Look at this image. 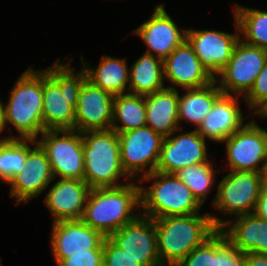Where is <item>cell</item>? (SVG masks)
I'll return each mask as SVG.
<instances>
[{
    "label": "cell",
    "mask_w": 267,
    "mask_h": 266,
    "mask_svg": "<svg viewBox=\"0 0 267 266\" xmlns=\"http://www.w3.org/2000/svg\"><path fill=\"white\" fill-rule=\"evenodd\" d=\"M70 65L57 59L43 69L44 131L74 130L75 109L87 76L83 68L76 72Z\"/></svg>",
    "instance_id": "cell-1"
},
{
    "label": "cell",
    "mask_w": 267,
    "mask_h": 266,
    "mask_svg": "<svg viewBox=\"0 0 267 266\" xmlns=\"http://www.w3.org/2000/svg\"><path fill=\"white\" fill-rule=\"evenodd\" d=\"M136 182L131 180L117 187L91 188L81 220L104 237H110L138 218L141 200L140 185Z\"/></svg>",
    "instance_id": "cell-2"
},
{
    "label": "cell",
    "mask_w": 267,
    "mask_h": 266,
    "mask_svg": "<svg viewBox=\"0 0 267 266\" xmlns=\"http://www.w3.org/2000/svg\"><path fill=\"white\" fill-rule=\"evenodd\" d=\"M161 266H176L218 228L209 212L154 219Z\"/></svg>",
    "instance_id": "cell-3"
},
{
    "label": "cell",
    "mask_w": 267,
    "mask_h": 266,
    "mask_svg": "<svg viewBox=\"0 0 267 266\" xmlns=\"http://www.w3.org/2000/svg\"><path fill=\"white\" fill-rule=\"evenodd\" d=\"M4 104V123L12 125L18 139H34L44 131L43 123V69L30 66L17 78Z\"/></svg>",
    "instance_id": "cell-4"
},
{
    "label": "cell",
    "mask_w": 267,
    "mask_h": 266,
    "mask_svg": "<svg viewBox=\"0 0 267 266\" xmlns=\"http://www.w3.org/2000/svg\"><path fill=\"white\" fill-rule=\"evenodd\" d=\"M139 181H152L150 187L140 185L141 215L156 219L200 213L203 205L174 173L154 171Z\"/></svg>",
    "instance_id": "cell-5"
},
{
    "label": "cell",
    "mask_w": 267,
    "mask_h": 266,
    "mask_svg": "<svg viewBox=\"0 0 267 266\" xmlns=\"http://www.w3.org/2000/svg\"><path fill=\"white\" fill-rule=\"evenodd\" d=\"M81 135L84 181L90 188L117 187L126 184L120 183L122 179L132 180L121 165L120 141L116 131H87L81 132Z\"/></svg>",
    "instance_id": "cell-6"
},
{
    "label": "cell",
    "mask_w": 267,
    "mask_h": 266,
    "mask_svg": "<svg viewBox=\"0 0 267 266\" xmlns=\"http://www.w3.org/2000/svg\"><path fill=\"white\" fill-rule=\"evenodd\" d=\"M228 171L218 182L217 192L211 205L225 216L254 213L261 188L265 183L264 173Z\"/></svg>",
    "instance_id": "cell-7"
},
{
    "label": "cell",
    "mask_w": 267,
    "mask_h": 266,
    "mask_svg": "<svg viewBox=\"0 0 267 266\" xmlns=\"http://www.w3.org/2000/svg\"><path fill=\"white\" fill-rule=\"evenodd\" d=\"M46 152L54 178L84 180L83 138L76 130H45L36 139Z\"/></svg>",
    "instance_id": "cell-8"
},
{
    "label": "cell",
    "mask_w": 267,
    "mask_h": 266,
    "mask_svg": "<svg viewBox=\"0 0 267 266\" xmlns=\"http://www.w3.org/2000/svg\"><path fill=\"white\" fill-rule=\"evenodd\" d=\"M229 171L265 173L267 166V129L254 119L245 123L223 142Z\"/></svg>",
    "instance_id": "cell-9"
},
{
    "label": "cell",
    "mask_w": 267,
    "mask_h": 266,
    "mask_svg": "<svg viewBox=\"0 0 267 266\" xmlns=\"http://www.w3.org/2000/svg\"><path fill=\"white\" fill-rule=\"evenodd\" d=\"M266 60V50L239 39L227 65L214 80L223 94L244 97L252 88Z\"/></svg>",
    "instance_id": "cell-10"
},
{
    "label": "cell",
    "mask_w": 267,
    "mask_h": 266,
    "mask_svg": "<svg viewBox=\"0 0 267 266\" xmlns=\"http://www.w3.org/2000/svg\"><path fill=\"white\" fill-rule=\"evenodd\" d=\"M117 134L121 165L132 180L138 181V175L141 178L156 171L164 140L162 135L148 126Z\"/></svg>",
    "instance_id": "cell-11"
},
{
    "label": "cell",
    "mask_w": 267,
    "mask_h": 266,
    "mask_svg": "<svg viewBox=\"0 0 267 266\" xmlns=\"http://www.w3.org/2000/svg\"><path fill=\"white\" fill-rule=\"evenodd\" d=\"M34 147H32V146ZM25 167L7 184H10V197L16 205L28 203L39 196L54 180L46 152L34 139H27Z\"/></svg>",
    "instance_id": "cell-12"
},
{
    "label": "cell",
    "mask_w": 267,
    "mask_h": 266,
    "mask_svg": "<svg viewBox=\"0 0 267 266\" xmlns=\"http://www.w3.org/2000/svg\"><path fill=\"white\" fill-rule=\"evenodd\" d=\"M234 33L217 30L186 29V41L195 51L202 66L213 77L222 71L232 56L240 39L239 27L235 19Z\"/></svg>",
    "instance_id": "cell-13"
},
{
    "label": "cell",
    "mask_w": 267,
    "mask_h": 266,
    "mask_svg": "<svg viewBox=\"0 0 267 266\" xmlns=\"http://www.w3.org/2000/svg\"><path fill=\"white\" fill-rule=\"evenodd\" d=\"M178 131L180 128L164 138L156 171L176 173L179 169L210 160L206 139L196 129L177 134Z\"/></svg>",
    "instance_id": "cell-14"
},
{
    "label": "cell",
    "mask_w": 267,
    "mask_h": 266,
    "mask_svg": "<svg viewBox=\"0 0 267 266\" xmlns=\"http://www.w3.org/2000/svg\"><path fill=\"white\" fill-rule=\"evenodd\" d=\"M186 29L179 28L161 3L155 6L150 18L131 33L138 35L147 46L144 53L164 60L186 40Z\"/></svg>",
    "instance_id": "cell-15"
},
{
    "label": "cell",
    "mask_w": 267,
    "mask_h": 266,
    "mask_svg": "<svg viewBox=\"0 0 267 266\" xmlns=\"http://www.w3.org/2000/svg\"><path fill=\"white\" fill-rule=\"evenodd\" d=\"M109 238L141 266H161L154 219L140 215Z\"/></svg>",
    "instance_id": "cell-16"
},
{
    "label": "cell",
    "mask_w": 267,
    "mask_h": 266,
    "mask_svg": "<svg viewBox=\"0 0 267 266\" xmlns=\"http://www.w3.org/2000/svg\"><path fill=\"white\" fill-rule=\"evenodd\" d=\"M114 97L86 79L81 86L75 109L74 130L80 133L110 130Z\"/></svg>",
    "instance_id": "cell-17"
},
{
    "label": "cell",
    "mask_w": 267,
    "mask_h": 266,
    "mask_svg": "<svg viewBox=\"0 0 267 266\" xmlns=\"http://www.w3.org/2000/svg\"><path fill=\"white\" fill-rule=\"evenodd\" d=\"M51 252L57 264L71 253L88 252V249H104L105 237L80 220H64L52 223Z\"/></svg>",
    "instance_id": "cell-18"
},
{
    "label": "cell",
    "mask_w": 267,
    "mask_h": 266,
    "mask_svg": "<svg viewBox=\"0 0 267 266\" xmlns=\"http://www.w3.org/2000/svg\"><path fill=\"white\" fill-rule=\"evenodd\" d=\"M214 225L220 229L226 238L244 253L267 255V220L258 218L254 213L239 215L232 220L217 217L216 213L209 212ZM226 218V219H225ZM231 218V219H230Z\"/></svg>",
    "instance_id": "cell-19"
},
{
    "label": "cell",
    "mask_w": 267,
    "mask_h": 266,
    "mask_svg": "<svg viewBox=\"0 0 267 266\" xmlns=\"http://www.w3.org/2000/svg\"><path fill=\"white\" fill-rule=\"evenodd\" d=\"M163 68L165 82L172 83L167 88L197 89L214 81L186 40L163 60Z\"/></svg>",
    "instance_id": "cell-20"
},
{
    "label": "cell",
    "mask_w": 267,
    "mask_h": 266,
    "mask_svg": "<svg viewBox=\"0 0 267 266\" xmlns=\"http://www.w3.org/2000/svg\"><path fill=\"white\" fill-rule=\"evenodd\" d=\"M52 182L44 204L53 217V223L64 220H80L91 188L84 180L58 178Z\"/></svg>",
    "instance_id": "cell-21"
},
{
    "label": "cell",
    "mask_w": 267,
    "mask_h": 266,
    "mask_svg": "<svg viewBox=\"0 0 267 266\" xmlns=\"http://www.w3.org/2000/svg\"><path fill=\"white\" fill-rule=\"evenodd\" d=\"M240 96L222 94L212 106L200 126L196 129L203 137L222 143L241 129L244 124L243 111L238 106Z\"/></svg>",
    "instance_id": "cell-22"
},
{
    "label": "cell",
    "mask_w": 267,
    "mask_h": 266,
    "mask_svg": "<svg viewBox=\"0 0 267 266\" xmlns=\"http://www.w3.org/2000/svg\"><path fill=\"white\" fill-rule=\"evenodd\" d=\"M178 99L179 91L167 87L146 95V126L164 138L179 129Z\"/></svg>",
    "instance_id": "cell-23"
},
{
    "label": "cell",
    "mask_w": 267,
    "mask_h": 266,
    "mask_svg": "<svg viewBox=\"0 0 267 266\" xmlns=\"http://www.w3.org/2000/svg\"><path fill=\"white\" fill-rule=\"evenodd\" d=\"M82 68L86 72L87 80L113 96L128 94L129 68L126 58L103 55L96 68L84 62L81 55Z\"/></svg>",
    "instance_id": "cell-24"
},
{
    "label": "cell",
    "mask_w": 267,
    "mask_h": 266,
    "mask_svg": "<svg viewBox=\"0 0 267 266\" xmlns=\"http://www.w3.org/2000/svg\"><path fill=\"white\" fill-rule=\"evenodd\" d=\"M186 93L178 99V122L195 125L197 129L212 109L215 101L223 94L214 80L209 85L197 89H185Z\"/></svg>",
    "instance_id": "cell-25"
},
{
    "label": "cell",
    "mask_w": 267,
    "mask_h": 266,
    "mask_svg": "<svg viewBox=\"0 0 267 266\" xmlns=\"http://www.w3.org/2000/svg\"><path fill=\"white\" fill-rule=\"evenodd\" d=\"M164 88L162 59L144 53L129 67V94L146 96Z\"/></svg>",
    "instance_id": "cell-26"
},
{
    "label": "cell",
    "mask_w": 267,
    "mask_h": 266,
    "mask_svg": "<svg viewBox=\"0 0 267 266\" xmlns=\"http://www.w3.org/2000/svg\"><path fill=\"white\" fill-rule=\"evenodd\" d=\"M145 126L146 96L128 93L114 97L112 130L123 133Z\"/></svg>",
    "instance_id": "cell-27"
},
{
    "label": "cell",
    "mask_w": 267,
    "mask_h": 266,
    "mask_svg": "<svg viewBox=\"0 0 267 266\" xmlns=\"http://www.w3.org/2000/svg\"><path fill=\"white\" fill-rule=\"evenodd\" d=\"M233 14L240 39L267 51V11L236 4L233 6Z\"/></svg>",
    "instance_id": "cell-28"
},
{
    "label": "cell",
    "mask_w": 267,
    "mask_h": 266,
    "mask_svg": "<svg viewBox=\"0 0 267 266\" xmlns=\"http://www.w3.org/2000/svg\"><path fill=\"white\" fill-rule=\"evenodd\" d=\"M199 163L192 166L179 169L174 173L182 182H184L196 199L203 205L208 199L216 181L215 162Z\"/></svg>",
    "instance_id": "cell-29"
},
{
    "label": "cell",
    "mask_w": 267,
    "mask_h": 266,
    "mask_svg": "<svg viewBox=\"0 0 267 266\" xmlns=\"http://www.w3.org/2000/svg\"><path fill=\"white\" fill-rule=\"evenodd\" d=\"M27 139H18L11 134L0 138V180L8 183L25 167Z\"/></svg>",
    "instance_id": "cell-30"
},
{
    "label": "cell",
    "mask_w": 267,
    "mask_h": 266,
    "mask_svg": "<svg viewBox=\"0 0 267 266\" xmlns=\"http://www.w3.org/2000/svg\"><path fill=\"white\" fill-rule=\"evenodd\" d=\"M176 266H220V229Z\"/></svg>",
    "instance_id": "cell-31"
},
{
    "label": "cell",
    "mask_w": 267,
    "mask_h": 266,
    "mask_svg": "<svg viewBox=\"0 0 267 266\" xmlns=\"http://www.w3.org/2000/svg\"><path fill=\"white\" fill-rule=\"evenodd\" d=\"M248 105L247 117L262 116L267 111V60L250 91L242 98Z\"/></svg>",
    "instance_id": "cell-32"
},
{
    "label": "cell",
    "mask_w": 267,
    "mask_h": 266,
    "mask_svg": "<svg viewBox=\"0 0 267 266\" xmlns=\"http://www.w3.org/2000/svg\"><path fill=\"white\" fill-rule=\"evenodd\" d=\"M103 266H141L109 237L104 239Z\"/></svg>",
    "instance_id": "cell-33"
},
{
    "label": "cell",
    "mask_w": 267,
    "mask_h": 266,
    "mask_svg": "<svg viewBox=\"0 0 267 266\" xmlns=\"http://www.w3.org/2000/svg\"><path fill=\"white\" fill-rule=\"evenodd\" d=\"M56 266H103V249H88V252L71 253Z\"/></svg>",
    "instance_id": "cell-34"
},
{
    "label": "cell",
    "mask_w": 267,
    "mask_h": 266,
    "mask_svg": "<svg viewBox=\"0 0 267 266\" xmlns=\"http://www.w3.org/2000/svg\"><path fill=\"white\" fill-rule=\"evenodd\" d=\"M245 255L220 230V266H245Z\"/></svg>",
    "instance_id": "cell-35"
},
{
    "label": "cell",
    "mask_w": 267,
    "mask_h": 266,
    "mask_svg": "<svg viewBox=\"0 0 267 266\" xmlns=\"http://www.w3.org/2000/svg\"><path fill=\"white\" fill-rule=\"evenodd\" d=\"M254 214L258 218H263L267 220V183H264L261 188Z\"/></svg>",
    "instance_id": "cell-36"
},
{
    "label": "cell",
    "mask_w": 267,
    "mask_h": 266,
    "mask_svg": "<svg viewBox=\"0 0 267 266\" xmlns=\"http://www.w3.org/2000/svg\"><path fill=\"white\" fill-rule=\"evenodd\" d=\"M245 266H267V255L246 253Z\"/></svg>",
    "instance_id": "cell-37"
},
{
    "label": "cell",
    "mask_w": 267,
    "mask_h": 266,
    "mask_svg": "<svg viewBox=\"0 0 267 266\" xmlns=\"http://www.w3.org/2000/svg\"><path fill=\"white\" fill-rule=\"evenodd\" d=\"M6 130L5 123H4V107L3 102L0 100V134Z\"/></svg>",
    "instance_id": "cell-38"
},
{
    "label": "cell",
    "mask_w": 267,
    "mask_h": 266,
    "mask_svg": "<svg viewBox=\"0 0 267 266\" xmlns=\"http://www.w3.org/2000/svg\"><path fill=\"white\" fill-rule=\"evenodd\" d=\"M264 179H265V183H267V166H266V170H265V173H264Z\"/></svg>",
    "instance_id": "cell-39"
},
{
    "label": "cell",
    "mask_w": 267,
    "mask_h": 266,
    "mask_svg": "<svg viewBox=\"0 0 267 266\" xmlns=\"http://www.w3.org/2000/svg\"><path fill=\"white\" fill-rule=\"evenodd\" d=\"M259 118H261V119L266 118L267 119V111L262 116H259Z\"/></svg>",
    "instance_id": "cell-40"
}]
</instances>
